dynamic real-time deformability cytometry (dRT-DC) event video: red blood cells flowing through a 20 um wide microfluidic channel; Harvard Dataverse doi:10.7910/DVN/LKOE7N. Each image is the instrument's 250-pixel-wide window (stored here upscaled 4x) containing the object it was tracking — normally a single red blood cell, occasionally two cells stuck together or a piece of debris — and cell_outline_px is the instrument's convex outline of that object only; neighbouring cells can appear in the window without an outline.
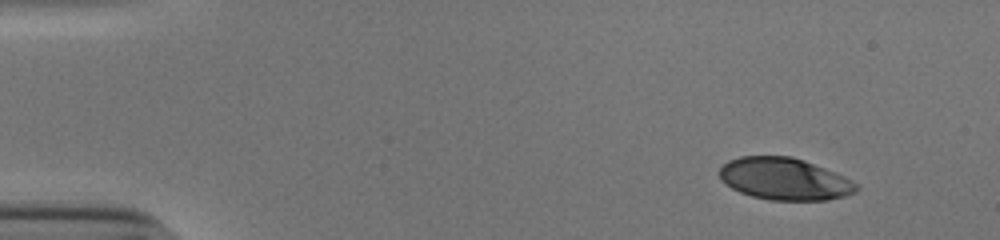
{"species": "human", "species_latin": "Homo sapiens", "temperature_condition": "cold", "stored_images_in_passage": 49, "camera_frame_rate_fps": 3000, "um_per_image_px": 0.085, "donor": {"sex": "male"}, "frame": {"image": 1, "passage_image": 1, "time_ms": 0.0, "image_size_px": [1000, 240], "cell_outline_px": [[860, 188], [856, 192], [844, 196], [828, 200], [772, 200], [752, 196], [740, 192], [732, 188], [720, 180], [720, 168], [728, 160], [740, 156], [792, 156], [804, 160], [844, 176], [852, 180]], "centroid_in_image_um": [66.68, 15.21], "position_along_channel_um": 18.3, "area_um2": 33.52}}
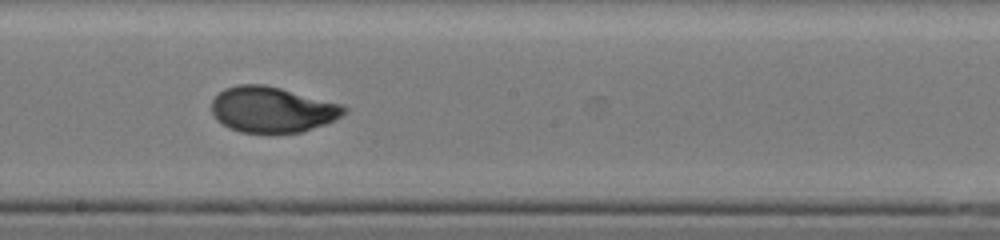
{"frame": {"image": 2, "passage_image": 26, "time_ms": 8.333, "image_size_px": [1000, 240], "cell_outline_px": [[348, 112], [324, 124], [300, 132], [240, 132], [228, 128], [216, 120], [212, 112], [212, 100], [224, 88], [236, 84], [264, 84], [280, 88], [340, 104], [348, 108]], "centroid_in_image_um": [23.09, 9.3], "position_along_channel_um": 225.1, "area_um2": 34.97}}
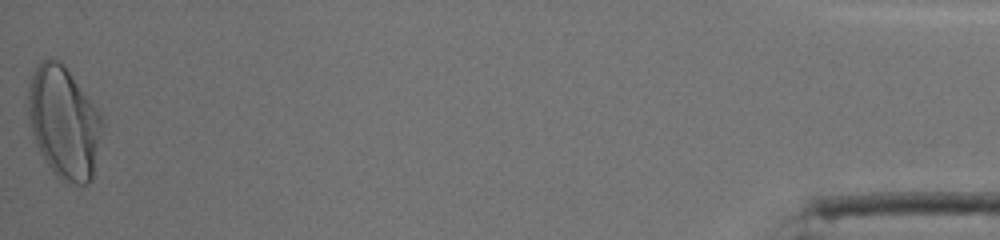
{"frame": {"image": 3, "passage_image": 49, "time_ms": 16.0, "image_size_px": [1000, 240], "cell_outline_px": [[100, 132], [92, 180], [88, 184], [64, 184], [52, 172], [44, 160], [36, 144], [32, 132], [28, 116], [28, 88], [32, 72], [36, 64], [44, 60], [60, 60], [64, 64], [96, 108], [100, 116]], "centroid_in_image_um": [5.38, 10.43], "position_along_channel_um": 429.8, "area_um2": 47.86}, "authors_computed_cell_mechanics": {"area_um2": 35.0268, "velocity_mm_per_s": 3.8479, "shape_relaxation_time_tau1_ms": 5.0891, "shape_relaxation_time_tau2_ms": null, "deformation_change_tau1": 0.2128, "deformation_change_tau2": null}}